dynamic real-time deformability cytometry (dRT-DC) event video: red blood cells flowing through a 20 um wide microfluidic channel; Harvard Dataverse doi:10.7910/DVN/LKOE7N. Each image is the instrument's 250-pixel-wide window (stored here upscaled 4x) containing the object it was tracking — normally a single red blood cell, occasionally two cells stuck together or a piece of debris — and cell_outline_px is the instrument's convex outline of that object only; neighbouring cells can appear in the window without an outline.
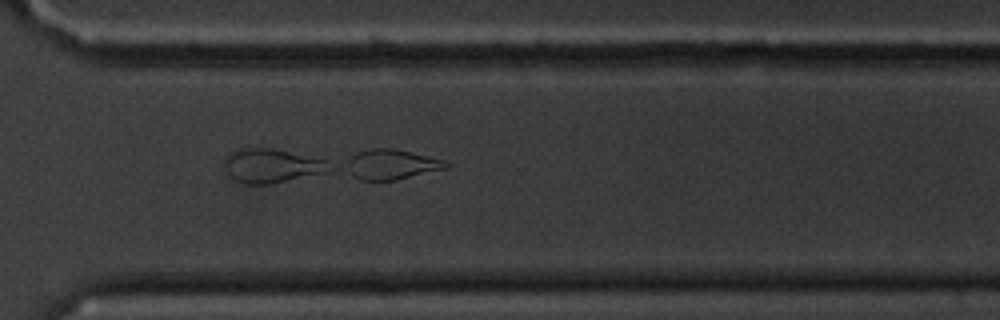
{"species": "common noctule bat (a hibernating species)", "species_latin": "Nyctalus noctula", "temperature_condition": "cold", "stored_images_in_passage": 48, "camera_frame_rate_fps": 3000, "um_per_image_px": 0.085, "animal": {"sex": "male", "body_mass_g": 20.1, "forearm_length_mm": 53.5}, "frame": {"image": 1, "passage_image": 33, "time_ms": 10.667, "image_size_px": [1000, 320], "cell_outline_px": [[452, 164], [448, 168], [396, 180], [360, 180], [352, 176], [340, 168], [356, 152], [372, 148], [392, 148], [444, 160]], "centroid_in_image_um": [33.21, 13.99], "position_along_channel_um": 337.4, "area_um2": 17.74}}